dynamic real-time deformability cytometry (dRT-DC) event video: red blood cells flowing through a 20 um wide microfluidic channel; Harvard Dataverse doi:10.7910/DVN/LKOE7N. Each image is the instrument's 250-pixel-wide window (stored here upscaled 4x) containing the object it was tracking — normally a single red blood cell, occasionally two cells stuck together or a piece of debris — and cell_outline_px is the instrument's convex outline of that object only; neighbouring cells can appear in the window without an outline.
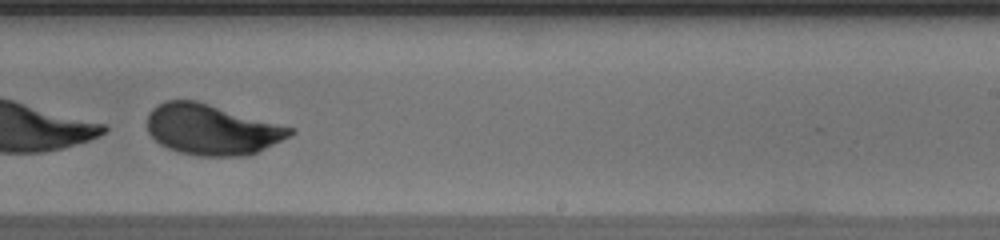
{"species": "human", "species_latin": "Homo sapiens", "temperature_condition": "warm", "stored_images_in_passage": 46, "camera_frame_rate_fps": 3000, "um_per_image_px": 0.085, "donor": {"sex": "male"}, "frame": {"image": 1, "passage_image": 28, "time_ms": 9.0, "image_size_px": [1000, 240], "cell_outline_px": [[296, 132], [248, 156], [200, 156], [180, 152], [168, 148], [160, 144], [148, 132], [148, 112], [156, 104], [164, 100], [196, 100], [296, 128]], "centroid_in_image_um": [17.99, 10.99], "position_along_channel_um": 271.0, "area_um2": 42.08}}
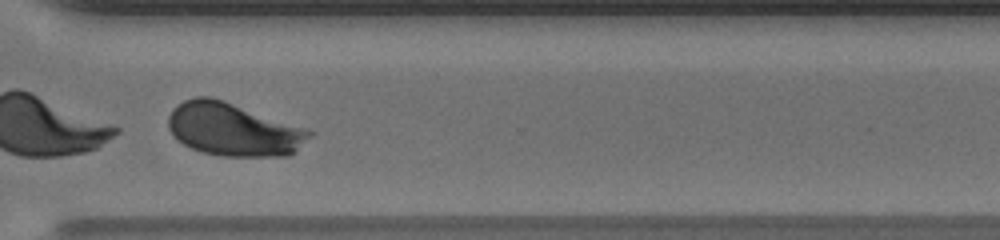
{"frame": {"image": 2, "passage_image": 34, "time_ms": 11.0, "image_size_px": [1000, 240], "cell_outline_px": [[312, 136], [296, 152], [288, 156], [220, 156], [204, 152], [192, 148], [184, 144], [168, 128], [168, 116], [172, 108], [176, 104], [184, 100], [196, 96], [212, 96], [224, 100], [304, 128], [312, 132]], "centroid_in_image_um": [19.83, 11.0], "position_along_channel_um": 350.8, "area_um2": 43.47}}